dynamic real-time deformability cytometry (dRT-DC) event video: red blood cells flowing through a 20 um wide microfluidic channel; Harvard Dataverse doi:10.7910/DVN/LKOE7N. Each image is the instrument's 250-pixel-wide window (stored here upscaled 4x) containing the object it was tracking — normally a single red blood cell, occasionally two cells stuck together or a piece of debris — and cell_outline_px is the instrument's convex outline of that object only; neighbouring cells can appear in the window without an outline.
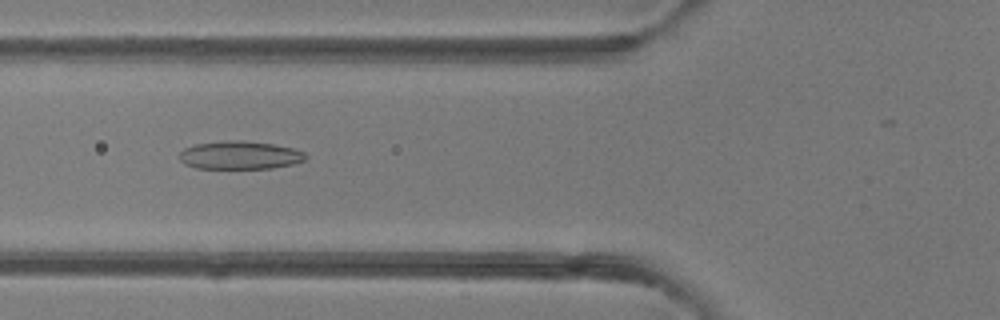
{"species": "common noctule bat (a hibernating species)", "species_latin": "Nyctalus noctula", "temperature_condition": "room temperature", "stored_images_in_passage": 6, "camera_frame_rate_fps": 3000, "um_per_image_px": 0.085, "animal": {"sex": "female"}, "frame": {"image": 1, "passage_image": 6, "time_ms": 5.667, "image_size_px": [1000, 320], "cell_outline_px": [[308, 156], [304, 160], [292, 164], [272, 168], [196, 168], [184, 164], [180, 160], [180, 152], [184, 148], [192, 144], [228, 140], [244, 140], [276, 144], [292, 148], [304, 152]], "centroid_in_image_um": [20.37, 13.18], "position_along_channel_um": 105.4, "area_um2": 20.87}}